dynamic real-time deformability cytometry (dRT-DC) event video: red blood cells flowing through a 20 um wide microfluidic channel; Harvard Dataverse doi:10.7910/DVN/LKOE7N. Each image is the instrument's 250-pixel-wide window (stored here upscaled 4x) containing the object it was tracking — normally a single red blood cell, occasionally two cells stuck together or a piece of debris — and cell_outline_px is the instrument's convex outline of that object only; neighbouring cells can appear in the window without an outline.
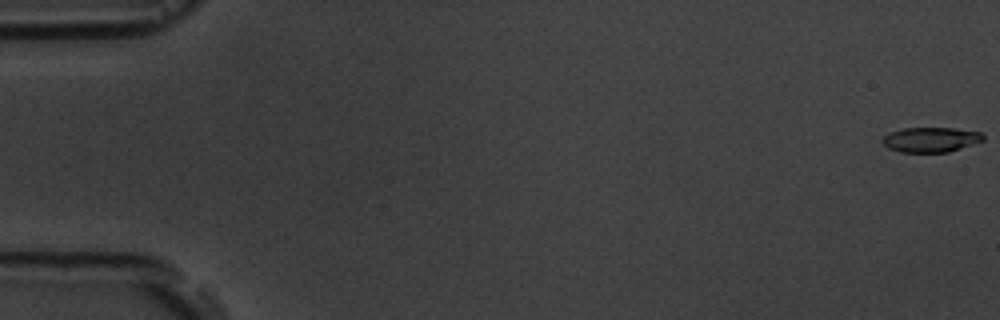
{"species": "common noctule bat (a hibernating species)", "species_latin": "Nyctalus noctula", "temperature_condition": "room temperature", "stored_images_in_passage": 7, "camera_frame_rate_fps": 3000, "um_per_image_px": 0.085, "animal": {"sex": "male", "body_mass_g": 19.5, "forearm_length_mm": 54.6}, "frame": {"image": 1, "passage_image": 1, "time_ms": 0.0, "image_size_px": [1000, 320], "cell_outline_px": [[984, 140], [948, 152], [900, 152], [888, 148], [880, 140], [888, 132], [904, 128], [952, 128], [980, 132], [984, 136]], "centroid_in_image_um": [79.07, 11.86], "position_along_channel_um": 5.9, "area_um2": 14.57}}
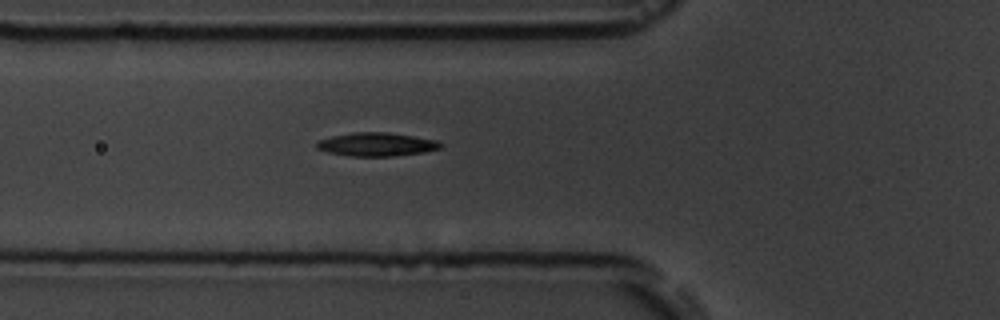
{"frame": {"image": 2, "passage_image": 7, "time_ms": 6.667, "image_size_px": [1000, 320], "cell_outline_px": [[444, 144], [440, 148], [424, 152], [392, 156], [352, 156], [328, 152], [316, 148], [316, 140], [332, 136], [352, 132], [388, 132], [436, 140]], "centroid_in_image_um": [31.98, 12.26], "position_along_channel_um": 93.8, "area_um2": 16.94}}